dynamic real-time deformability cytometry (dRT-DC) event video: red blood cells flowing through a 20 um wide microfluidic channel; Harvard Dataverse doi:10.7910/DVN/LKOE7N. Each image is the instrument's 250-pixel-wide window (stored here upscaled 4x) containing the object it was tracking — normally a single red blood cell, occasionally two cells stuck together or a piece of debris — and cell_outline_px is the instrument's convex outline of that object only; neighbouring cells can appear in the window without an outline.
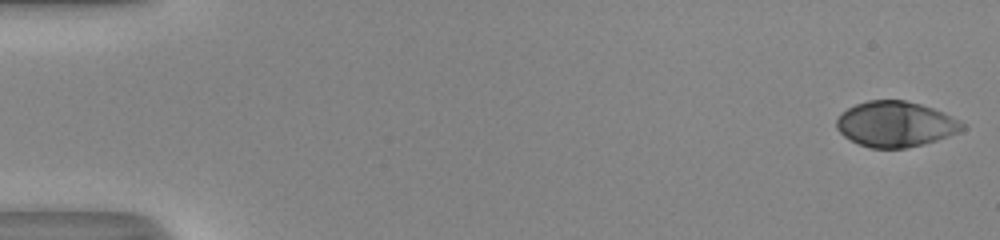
{"species": "human", "species_latin": "Homo sapiens", "temperature_condition": "room temperature", "stored_images_in_passage": 51, "camera_frame_rate_fps": 3000, "um_per_image_px": 0.085, "donor": {"sex": "male"}, "frame": {"image": 1, "passage_image": 1, "time_ms": 0.0, "image_size_px": [1000, 240], "cell_outline_px": [[964, 128], [960, 132], [924, 144], [904, 148], [872, 148], [860, 144], [844, 136], [836, 128], [836, 120], [848, 108], [856, 104], [868, 100], [904, 100], [920, 104], [944, 112], [960, 120], [964, 124]], "centroid_in_image_um": [76.14, 10.55], "position_along_channel_um": 8.9, "area_um2": 33.12}}
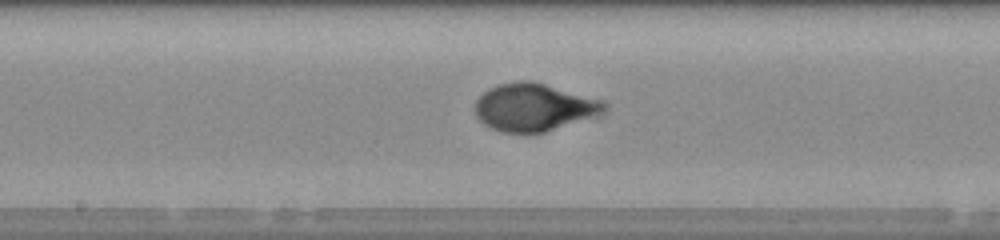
{"frame": {"image": 2, "passage_image": 28, "time_ms": 9.0, "image_size_px": [1000, 240], "cell_outline_px": [[604, 108], [588, 116], [544, 132], [504, 132], [492, 128], [484, 124], [476, 116], [476, 100], [488, 88], [496, 84], [520, 80], [532, 80], [600, 100], [604, 104]], "centroid_in_image_um": [45.24, 9.08], "position_along_channel_um": 203.0, "area_um2": 34.56}}
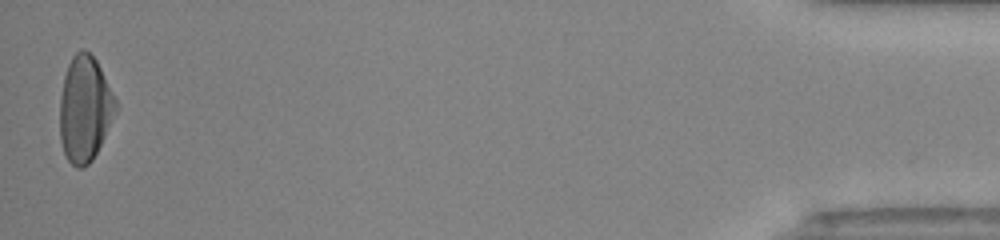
{"frame": {"image": 3, "passage_image": 51, "time_ms": 16.667, "image_size_px": [1000, 240], "cell_outline_px": [[116, 112], [92, 160], [88, 164], [80, 168], [76, 168], [68, 160], [64, 152], [60, 140], [60, 96], [64, 76], [68, 64], [72, 56], [80, 48], [84, 48], [96, 60], [116, 100]], "centroid_in_image_um": [7.18, 9.24], "position_along_channel_um": 428.0, "area_um2": 34.04}, "authors_computed_cell_mechanics": {"area_um2": 33.6396, "velocity_mm_per_s": 4.1295, "shape_relaxation_time_tau1_ms": 3.8325, "shape_relaxation_time_tau2_ms": null, "deformation_change_tau1": 0.2155, "deformation_change_tau2": null}}